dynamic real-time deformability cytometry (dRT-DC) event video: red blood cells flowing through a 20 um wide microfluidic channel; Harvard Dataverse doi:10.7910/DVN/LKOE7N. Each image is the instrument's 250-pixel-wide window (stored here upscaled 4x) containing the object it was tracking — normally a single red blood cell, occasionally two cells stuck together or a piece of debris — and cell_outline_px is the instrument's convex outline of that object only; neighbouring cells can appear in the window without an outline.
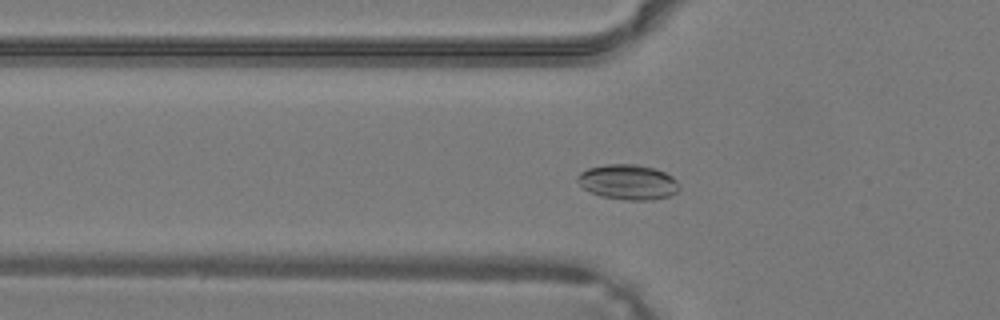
{"species": "common noctule bat (a hibernating species)", "species_latin": "Nyctalus noctula", "temperature_condition": "warm", "stored_images_in_passage": 39, "camera_frame_rate_fps": 3000, "um_per_image_px": 0.085, "animal": {"sex": "male", "body_mass_g": 19.2, "forearm_length_mm": 51.8}, "frame": {"image": 1, "passage_image": 13, "time_ms": 4.0, "image_size_px": [1000, 320], "cell_outline_px": [[680, 188], [676, 192], [668, 196], [652, 200], [624, 200], [600, 196], [584, 188], [576, 180], [580, 172], [588, 168], [608, 164], [636, 164], [656, 168], [672, 176], [676, 180]], "centroid_in_image_um": [53.39, 15.47], "position_along_channel_um": 72.4, "area_um2": 20.81}}
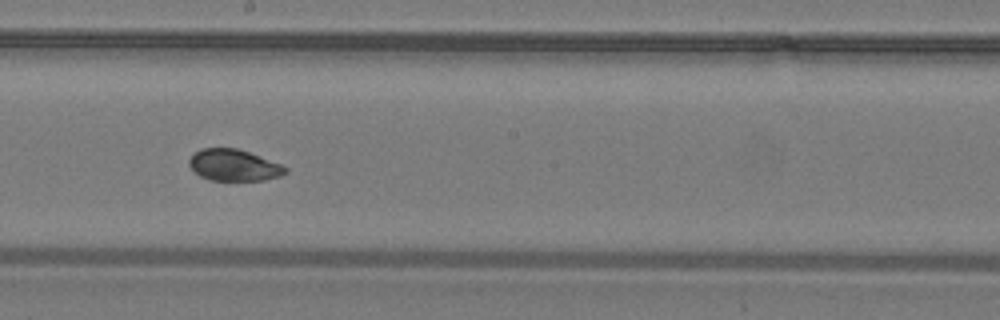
{"frame": {"image": 2, "passage_image": 22, "time_ms": 7.0, "image_size_px": [1000, 320], "cell_outline_px": [[288, 172], [280, 176], [264, 180], [208, 180], [200, 176], [188, 164], [188, 160], [200, 148], [236, 148], [248, 152], [280, 164], [288, 168]], "centroid_in_image_um": [19.87, 14.04], "position_along_channel_um": 228.3, "area_um2": 17.51}}
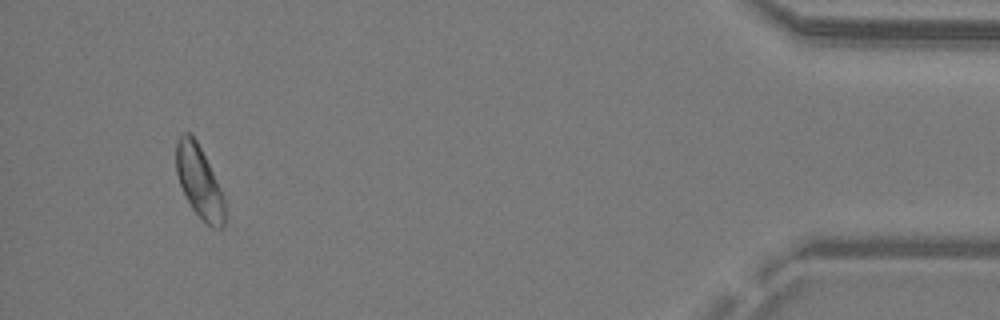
{"frame": {"image": 3, "passage_image": 37, "time_ms": 12.0, "image_size_px": [1000, 320], "cell_outline_px": [[224, 228], [212, 228], [192, 208], [180, 184], [176, 172], [176, 140], [184, 132], [192, 132], [224, 196]], "centroid_in_image_um": [16.92, 15.42], "position_along_channel_um": 418.3, "area_um2": 20.0}}